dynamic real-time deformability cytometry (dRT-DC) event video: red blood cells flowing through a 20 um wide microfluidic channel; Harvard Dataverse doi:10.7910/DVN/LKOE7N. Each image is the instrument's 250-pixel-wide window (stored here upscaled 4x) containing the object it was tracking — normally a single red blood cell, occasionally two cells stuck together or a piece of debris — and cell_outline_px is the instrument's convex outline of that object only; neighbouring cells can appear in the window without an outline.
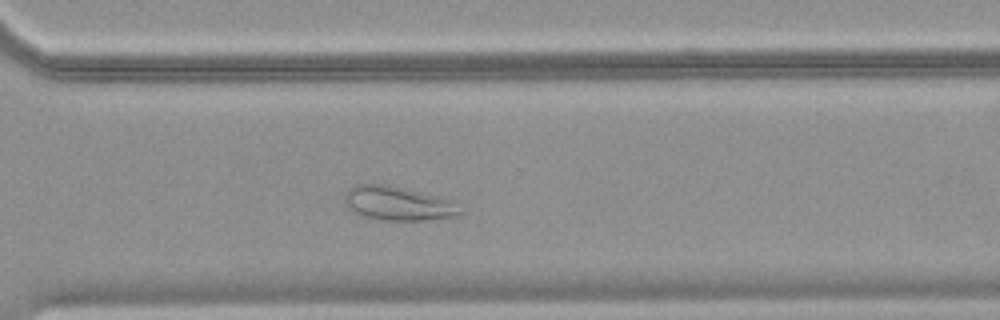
{"species": "common noctule bat (a hibernating species)", "species_latin": "Nyctalus noctula", "temperature_condition": "warm", "stored_images_in_passage": 41, "camera_frame_rate_fps": 3000, "um_per_image_px": 0.085, "animal": {"sex": "female", "body_mass_g": 18.4}, "frame": {"image": 1, "passage_image": 30, "time_ms": 9.667, "image_size_px": [1000, 320], "cell_outline_px": [[464, 212], [456, 216], [424, 220], [380, 220], [360, 216], [352, 212], [348, 208], [344, 200], [344, 196], [348, 188], [356, 184], [384, 184], [444, 196], [456, 200]], "centroid_in_image_um": [33.88, 17.29], "position_along_channel_um": 336.7, "area_um2": 23.58}}
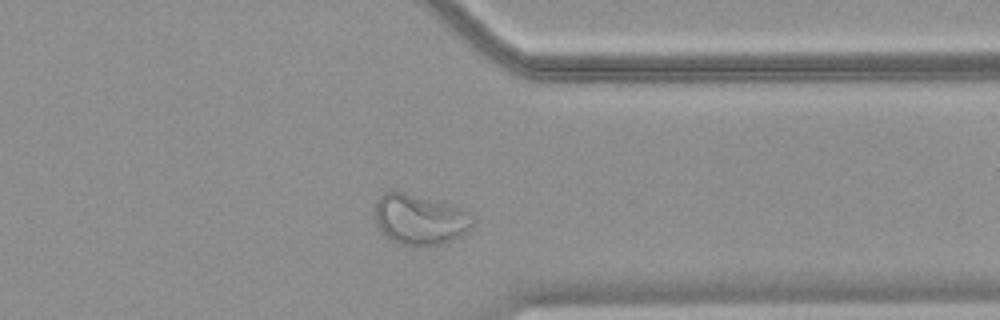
{"frame": {"image": 2, "passage_image": 33, "time_ms": 10.667, "image_size_px": [1000, 320], "cell_outline_px": [[472, 228], [440, 244], [400, 244], [392, 240], [380, 232], [376, 224], [376, 200], [384, 192], [404, 192], [452, 204], [464, 208], [472, 224]], "centroid_in_image_um": [35.63, 18.62], "position_along_channel_um": 375.8, "area_um2": 28.03}}
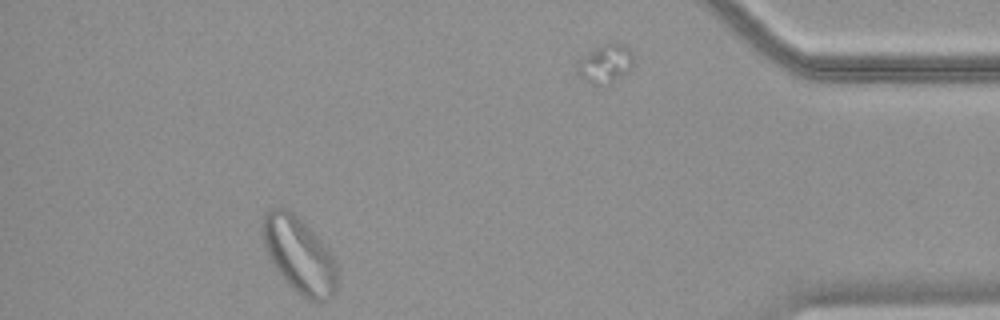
{"frame": {"image": 3, "passage_image": 39, "time_ms": 12.667, "image_size_px": [1000, 320], "cell_outline_px": [[336, 292], [328, 300], [316, 304], [308, 300], [296, 292], [284, 280], [272, 264], [264, 244], [260, 232], [260, 228], [264, 212], [268, 208], [280, 204], [292, 212], [316, 236], [332, 256], [336, 268]], "centroid_in_image_um": [25.37, 21.68], "position_along_channel_um": 409.8, "area_um2": 33.18}}